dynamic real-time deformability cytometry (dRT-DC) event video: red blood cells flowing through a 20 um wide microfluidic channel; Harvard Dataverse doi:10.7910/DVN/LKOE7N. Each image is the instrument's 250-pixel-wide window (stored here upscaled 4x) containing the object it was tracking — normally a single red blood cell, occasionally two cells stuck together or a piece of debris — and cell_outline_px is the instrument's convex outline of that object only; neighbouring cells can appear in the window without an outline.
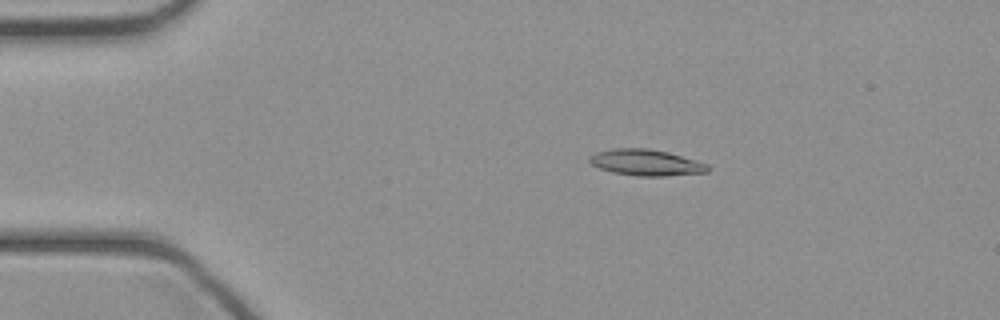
{"species": "common noctule bat (a hibernating species)", "species_latin": "Nyctalus noctula", "temperature_condition": "cold", "stored_images_in_passage": 43, "camera_frame_rate_fps": 3000, "um_per_image_px": 0.085, "animal": {"sex": "female", "body_mass_g": 21.9}, "frame": {"image": 1, "passage_image": 7, "time_ms": 2.0, "image_size_px": [1000, 320], "cell_outline_px": [[708, 172], [664, 176], [640, 176], [612, 172], [600, 168], [592, 164], [588, 160], [588, 156], [596, 152], [612, 148], [648, 148], [668, 152], [696, 160], [708, 164]], "centroid_in_image_um": [54.89, 13.81], "position_along_channel_um": 30.1, "area_um2": 18.03}}
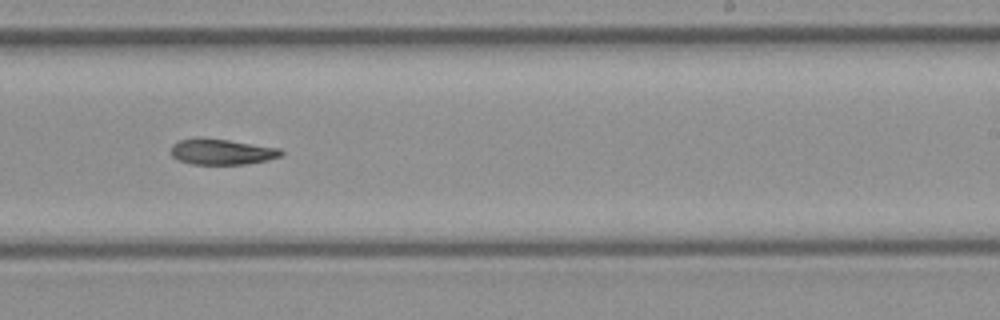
{"frame": {"image": 2, "passage_image": 26, "time_ms": 8.333, "image_size_px": [1000, 320], "cell_outline_px": [[284, 152], [280, 156], [268, 160], [244, 164], [192, 164], [176, 160], [168, 152], [172, 144], [180, 140], [228, 140], [280, 148]], "centroid_in_image_um": [18.84, 12.93], "position_along_channel_um": 270.2, "area_um2": 16.13}}
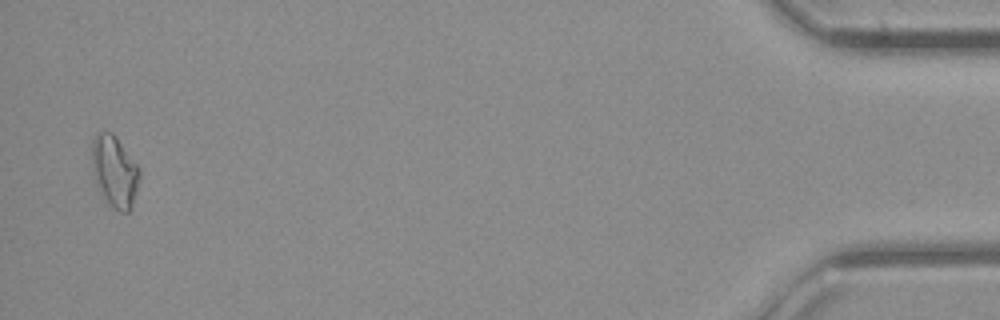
{"frame": {"image": 3, "passage_image": 42, "time_ms": 13.667, "image_size_px": [1000, 320], "cell_outline_px": [[140, 180], [132, 208], [128, 212], [120, 212], [100, 192], [96, 184], [92, 172], [92, 140], [96, 132], [112, 132], [116, 136], [140, 168]], "centroid_in_image_um": [9.75, 14.54], "position_along_channel_um": 425.4, "area_um2": 19.88}}